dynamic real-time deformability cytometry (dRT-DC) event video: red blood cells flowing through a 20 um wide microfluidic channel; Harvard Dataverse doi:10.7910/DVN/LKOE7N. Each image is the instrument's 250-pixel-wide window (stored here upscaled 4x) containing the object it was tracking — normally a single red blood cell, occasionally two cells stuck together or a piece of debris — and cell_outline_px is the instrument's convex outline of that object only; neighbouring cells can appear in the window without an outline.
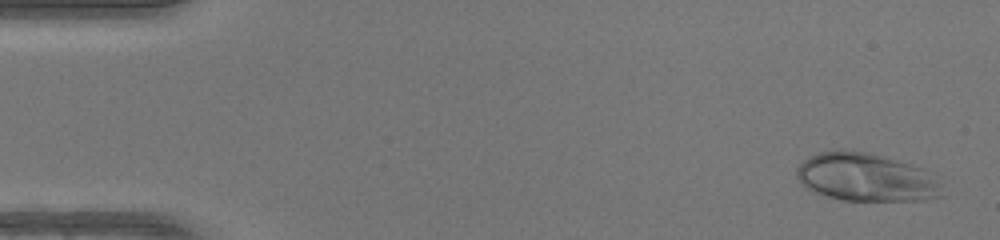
{"species": "human", "species_latin": "Homo sapiens", "temperature_condition": "warm", "stored_images_in_passage": 48, "camera_frame_rate_fps": 3000, "um_per_image_px": 0.085, "donor": {"sex": "female"}, "frame": {"image": 1, "passage_image": 2, "time_ms": 0.333, "image_size_px": [1000, 240], "cell_outline_px": [[944, 196], [924, 200], [844, 200], [828, 196], [816, 192], [800, 184], [796, 176], [796, 168], [804, 160], [820, 152], [840, 148], [864, 152], [896, 160], [924, 168], [940, 176]], "centroid_in_image_um": [73.68, 15.07], "position_along_channel_um": 11.3, "area_um2": 41.15}}
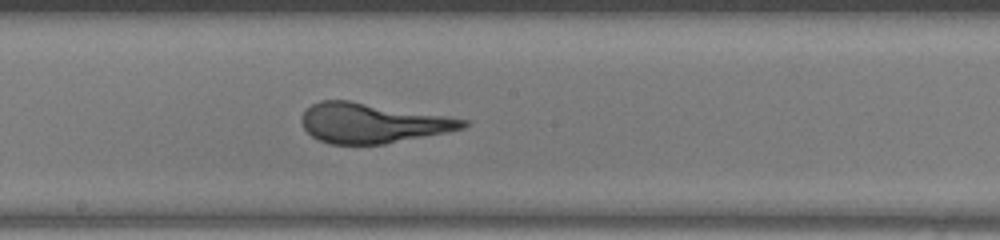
{"frame": {"image": 2, "passage_image": 26, "time_ms": 8.333, "image_size_px": [1000, 240], "cell_outline_px": [[468, 124], [464, 128], [384, 144], [328, 144], [316, 140], [304, 128], [300, 120], [300, 116], [312, 104], [320, 100], [348, 100], [448, 116], [468, 120]], "centroid_in_image_um": [31.59, 10.46], "position_along_channel_um": 216.6, "area_um2": 37.28}}
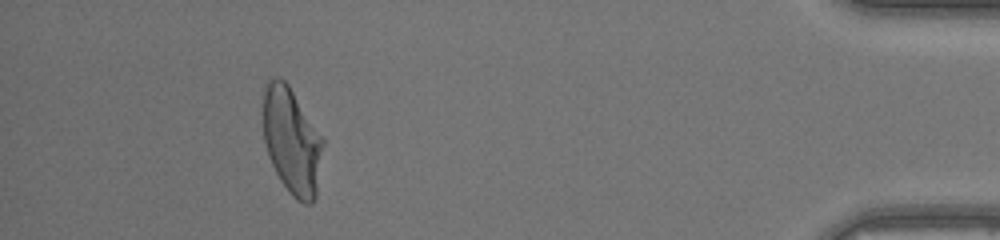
{"frame": {"image": 3, "passage_image": 44, "time_ms": 14.333, "image_size_px": [1000, 240], "cell_outline_px": [[324, 144], [316, 196], [312, 204], [304, 204], [296, 200], [288, 192], [280, 180], [268, 156], [264, 140], [264, 88], [268, 76], [280, 76], [288, 84], [324, 136]], "centroid_in_image_um": [24.82, 11.96], "position_along_channel_um": 410.4, "area_um2": 37.8}}